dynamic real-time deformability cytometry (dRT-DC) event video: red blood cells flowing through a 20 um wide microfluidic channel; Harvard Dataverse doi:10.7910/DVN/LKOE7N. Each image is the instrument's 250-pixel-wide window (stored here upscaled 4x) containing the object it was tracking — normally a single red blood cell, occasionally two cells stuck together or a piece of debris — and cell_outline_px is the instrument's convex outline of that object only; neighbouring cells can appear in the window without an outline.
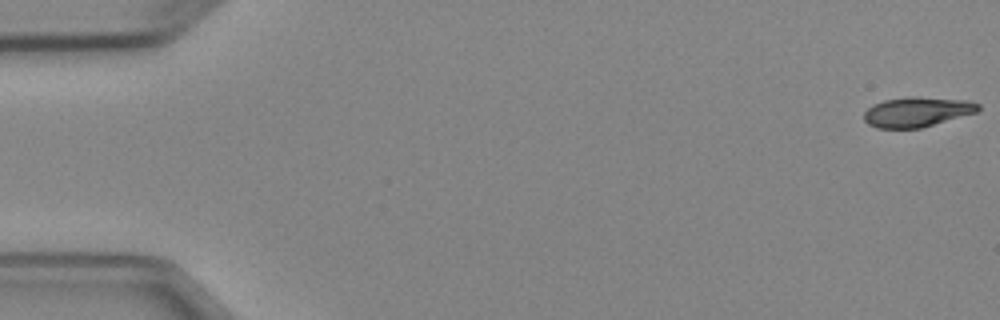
{"species": "Egyptian fruit bat (a non-hibernating species)", "species_latin": "Rousettus aegyptiacus", "temperature_condition": "cold", "stored_images_in_passage": 5, "camera_frame_rate_fps": 3000, "um_per_image_px": 0.085, "animal": {"sex": "female"}, "frame": {"image": 1, "passage_image": 1, "time_ms": 0.0, "image_size_px": [1000, 320], "cell_outline_px": [[980, 108], [976, 112], [920, 128], [876, 128], [868, 124], [864, 120], [864, 112], [872, 104], [884, 100], [912, 96], [916, 96], [968, 100], [980, 104]], "centroid_in_image_um": [77.92, 9.5], "position_along_channel_um": 7.1, "area_um2": 19.88}}
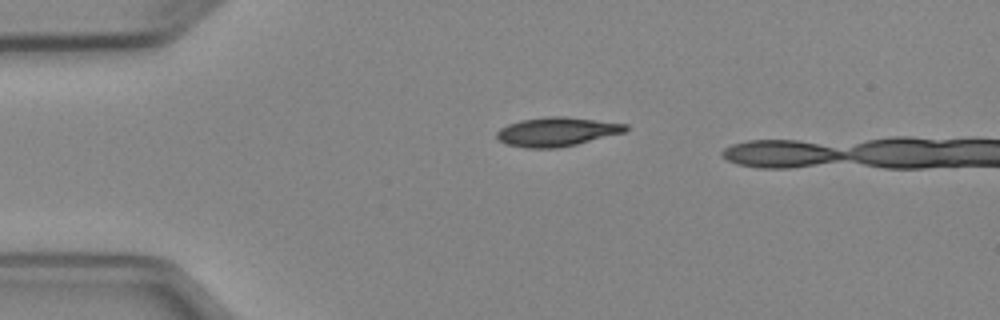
{"frame": {"image": 2, "passage_image": 4, "time_ms": 3.667, "image_size_px": [1000, 320], "cell_outline_px": [[628, 128], [624, 132], [576, 144], [556, 148], [524, 148], [504, 144], [496, 140], [496, 132], [500, 128], [508, 124], [520, 120], [548, 116], [564, 116], [628, 124]], "centroid_in_image_um": [47.26, 11.2], "position_along_channel_um": 37.7, "area_um2": 21.85}}